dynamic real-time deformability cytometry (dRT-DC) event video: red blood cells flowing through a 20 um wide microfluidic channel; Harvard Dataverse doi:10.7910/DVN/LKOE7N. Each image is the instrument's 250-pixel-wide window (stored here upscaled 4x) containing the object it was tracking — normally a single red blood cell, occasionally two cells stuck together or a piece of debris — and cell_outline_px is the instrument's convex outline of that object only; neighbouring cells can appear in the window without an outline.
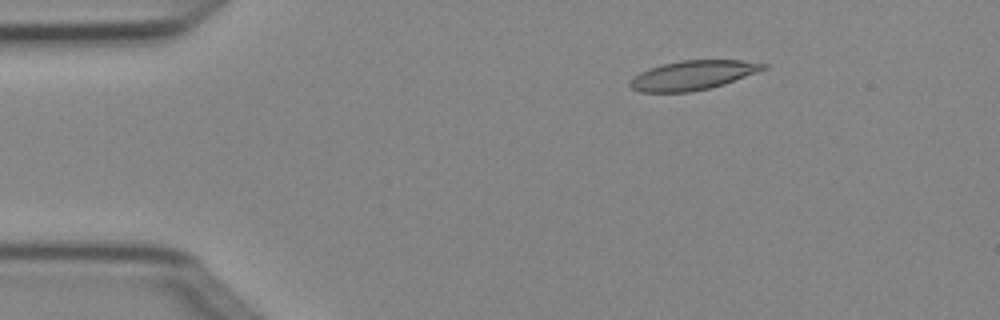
{"species": "Egyptian fruit bat (a non-hibernating species)", "species_latin": "Rousettus aegyptiacus", "temperature_condition": "cold", "stored_images_in_passage": 5, "camera_frame_rate_fps": 3000, "um_per_image_px": 0.085, "animal": {"sex": "female"}, "frame": {"image": 1, "passage_image": 2, "time_ms": 0.333, "image_size_px": [1000, 320], "cell_outline_px": [[768, 68], [724, 84], [692, 92], [640, 92], [632, 88], [628, 84], [640, 72], [648, 68], [680, 60], [744, 60], [768, 64]], "centroid_in_image_um": [58.91, 6.39], "position_along_channel_um": 26.1, "area_um2": 22.66}}
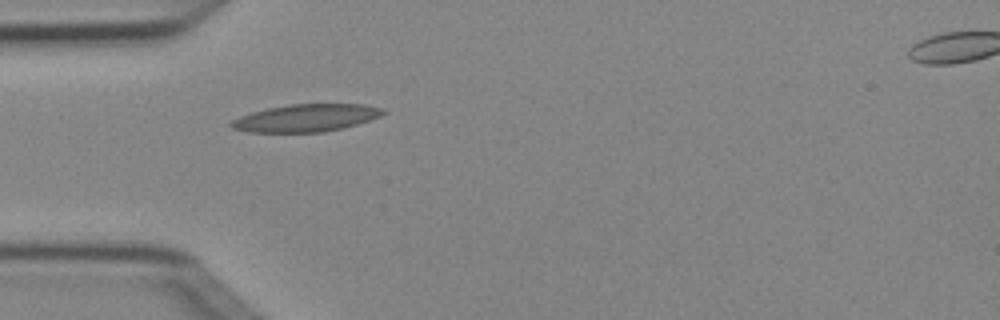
{"frame": {"image": 2, "passage_image": 4, "time_ms": 1.0, "image_size_px": [1000, 320], "cell_outline_px": [[388, 112], [380, 116], [344, 128], [324, 132], [248, 132], [232, 128], [228, 124], [232, 120], [240, 116], [252, 112], [268, 108], [288, 104], [364, 104], [384, 108]], "centroid_in_image_um": [26.02, 10.02], "position_along_channel_um": 59.0, "area_um2": 24.39}}